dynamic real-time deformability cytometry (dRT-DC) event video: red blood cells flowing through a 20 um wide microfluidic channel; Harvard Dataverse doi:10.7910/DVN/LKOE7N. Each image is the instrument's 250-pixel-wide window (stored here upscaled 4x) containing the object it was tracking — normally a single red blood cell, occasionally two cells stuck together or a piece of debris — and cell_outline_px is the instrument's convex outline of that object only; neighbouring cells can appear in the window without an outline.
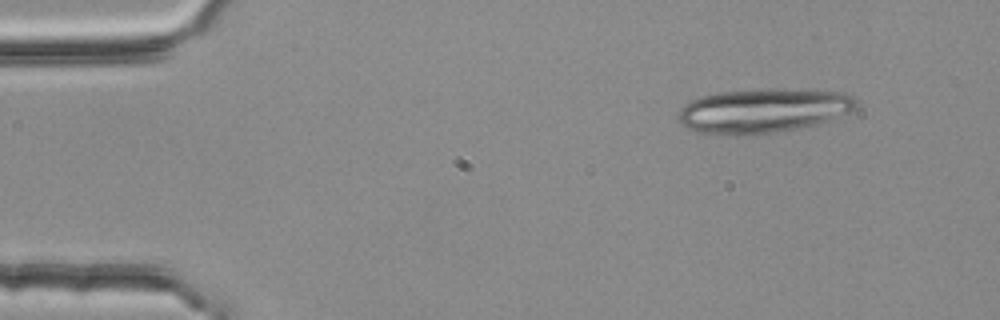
{"species": "common noctule bat (a hibernating species)", "species_latin": "Nyctalus noctula", "temperature_condition": "room temperature", "stored_images_in_passage": 3, "camera_frame_rate_fps": 3000, "um_per_image_px": 0.085, "animal": {"sex": "female", "body_mass_g": 25.1}, "frame": {"image": 1, "passage_image": 1, "time_ms": 0.0, "image_size_px": [1000, 320], "cell_outline_px": [[860, 100], [856, 108], [848, 112], [816, 124], [800, 128], [776, 132], [736, 136], [700, 132], [688, 128], [680, 120], [680, 108], [684, 104], [700, 96], [716, 92], [764, 88], [776, 88], [848, 92], [856, 96]], "centroid_in_image_um": [64.93, 9.38], "position_along_channel_um": 20.1, "area_um2": 46.36}}